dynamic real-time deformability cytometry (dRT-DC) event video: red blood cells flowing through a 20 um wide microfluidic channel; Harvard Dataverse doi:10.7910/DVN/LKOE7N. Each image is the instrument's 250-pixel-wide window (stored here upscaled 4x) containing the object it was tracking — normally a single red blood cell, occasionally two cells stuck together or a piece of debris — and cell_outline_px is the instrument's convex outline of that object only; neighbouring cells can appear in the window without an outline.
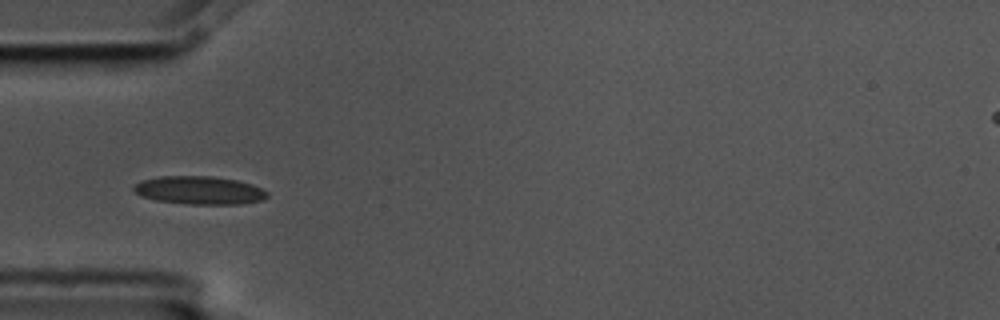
{"species": "common noctule bat (a hibernating species)", "species_latin": "Nyctalus noctula", "temperature_condition": "cold", "stored_images_in_passage": 4, "camera_frame_rate_fps": 3000, "um_per_image_px": 0.085, "animal": {"sex": "male", "body_mass_g": 17.5, "forearm_length_mm": 52.3}, "frame": {"image": 1, "passage_image": 4, "time_ms": 1.0, "image_size_px": [1000, 320], "cell_outline_px": [[268, 196], [264, 200], [244, 204], [188, 204], [156, 200], [140, 196], [132, 188], [140, 180], [160, 176], [212, 176], [236, 180], [252, 184], [268, 192]], "centroid_in_image_um": [16.96, 16.18], "position_along_channel_um": 68.0, "area_um2": 22.02}}